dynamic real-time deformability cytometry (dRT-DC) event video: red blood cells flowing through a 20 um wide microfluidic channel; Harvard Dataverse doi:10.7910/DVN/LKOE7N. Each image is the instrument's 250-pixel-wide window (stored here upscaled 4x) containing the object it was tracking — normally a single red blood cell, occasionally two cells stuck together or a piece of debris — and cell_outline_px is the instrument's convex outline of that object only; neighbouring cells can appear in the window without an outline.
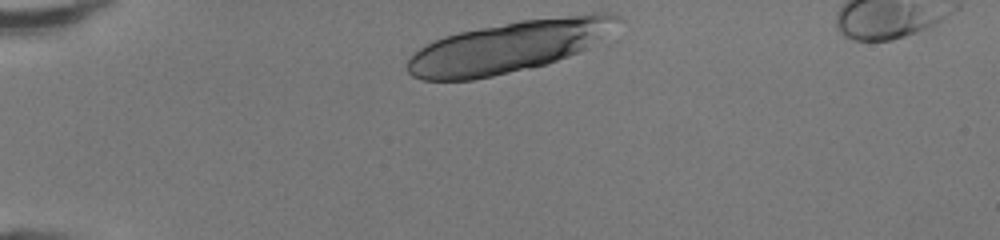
{"species": "human", "species_latin": "Homo sapiens", "temperature_condition": "room temperature", "stored_images_in_passage": 31, "segment_of_instrument_passage": [1, 2], "camera_frame_rate_fps": 3000, "um_per_image_px": 0.085, "donor": {"sex": "female"}, "frame": {"image": 1, "passage_image": 1, "time_ms": 0.0, "image_size_px": [1000, 240], "cell_outline_px": [[624, 20], [608, 44], [532, 68], [472, 80], [420, 80], [412, 76], [408, 72], [408, 60], [424, 44], [444, 36], [460, 32], [520, 20], [592, 12], [608, 12], [620, 16]], "centroid_in_image_um": [43.52, 3.94], "position_along_channel_um": 41.5, "area_um2": 64.79}}